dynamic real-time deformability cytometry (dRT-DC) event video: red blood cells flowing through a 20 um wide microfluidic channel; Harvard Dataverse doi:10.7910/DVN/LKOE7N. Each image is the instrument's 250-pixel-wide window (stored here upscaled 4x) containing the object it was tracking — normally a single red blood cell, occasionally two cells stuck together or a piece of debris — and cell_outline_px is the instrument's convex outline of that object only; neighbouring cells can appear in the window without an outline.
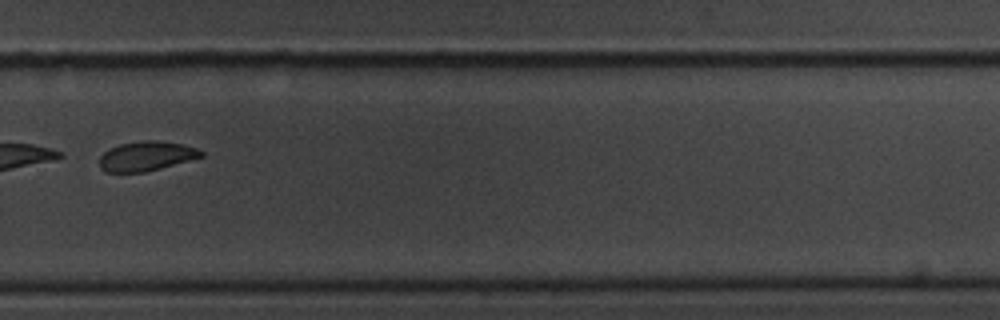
{"species": "common noctule bat (a hibernating species)", "species_latin": "Nyctalus noctula", "temperature_condition": "room temperature", "stored_images_in_passage": 22, "camera_frame_rate_fps": 3000, "um_per_image_px": 0.085, "animal": {"sex": "male", "body_mass_g": 20.1, "forearm_length_mm": 53.5}, "frame": {"image": 1, "passage_image": 15, "time_ms": 4.667, "image_size_px": [1000, 320], "cell_outline_px": [[204, 156], [160, 168], [144, 172], [108, 172], [100, 168], [100, 156], [104, 152], [120, 144], [144, 140], [156, 140], [180, 144], [196, 148], [204, 152]], "centroid_in_image_um": [12.44, 13.27], "position_along_channel_um": 317.4, "area_um2": 17.22}}